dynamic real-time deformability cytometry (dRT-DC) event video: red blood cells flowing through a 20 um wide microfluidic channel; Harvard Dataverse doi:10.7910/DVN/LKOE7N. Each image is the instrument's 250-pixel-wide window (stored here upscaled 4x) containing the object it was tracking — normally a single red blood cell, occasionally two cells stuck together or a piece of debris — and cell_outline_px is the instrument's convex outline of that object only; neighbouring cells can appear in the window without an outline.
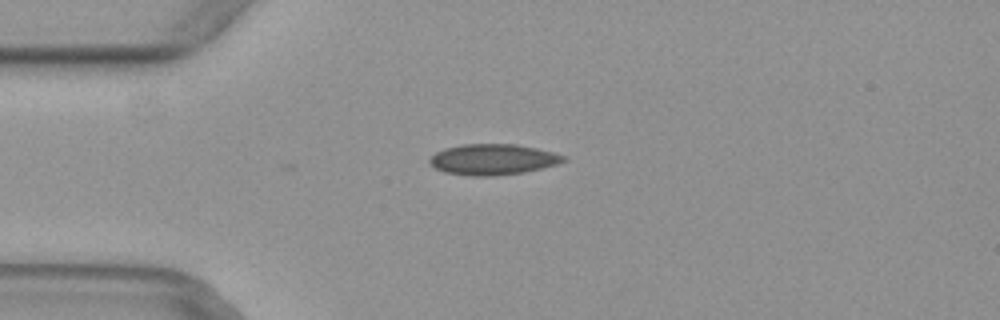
{"species": "common noctule bat (a hibernating species)", "species_latin": "Nyctalus noctula", "temperature_condition": "warm", "stored_images_in_passage": 8, "camera_frame_rate_fps": 3000, "um_per_image_px": 0.085, "animal": {"sex": "female", "body_mass_g": 29.2, "forearm_length_mm": 56.3}, "frame": {"image": 1, "passage_image": 2, "time_ms": 0.333, "image_size_px": [1000, 320], "cell_outline_px": [[568, 160], [556, 164], [524, 172], [492, 176], [472, 176], [444, 172], [436, 168], [428, 160], [436, 152], [444, 148], [464, 144], [516, 144], [536, 148], [568, 156]], "centroid_in_image_um": [41.91, 13.55], "position_along_channel_um": 43.1, "area_um2": 23.93}}